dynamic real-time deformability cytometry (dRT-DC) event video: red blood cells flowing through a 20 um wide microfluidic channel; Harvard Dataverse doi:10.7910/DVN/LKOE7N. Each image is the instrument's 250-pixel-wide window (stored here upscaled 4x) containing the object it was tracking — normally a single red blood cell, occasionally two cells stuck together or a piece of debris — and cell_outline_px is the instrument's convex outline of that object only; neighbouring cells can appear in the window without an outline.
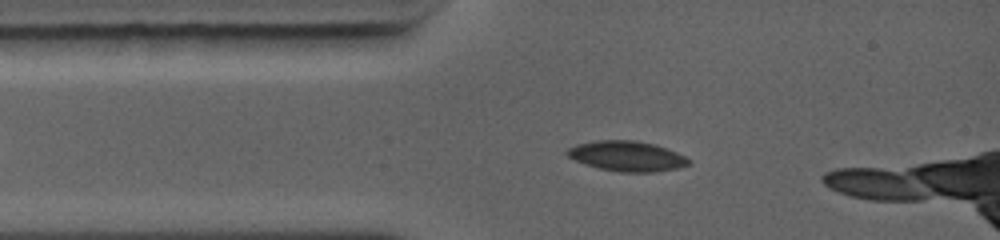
{"species": "common noctule bat (a hibernating species)", "species_latin": "Nyctalus noctula", "temperature_condition": "warm", "stored_images_in_passage": 17, "camera_frame_rate_fps": 5000, "um_per_image_px": 0.085, "animal": {"sex": "female", "body_mass_g": 19.0, "forearm_length_mm": 56.7}, "frame": {"image": 1, "passage_image": 5, "time_ms": 1.8, "image_size_px": [1000, 240], "cell_outline_px": [[692, 164], [676, 168], [652, 172], [620, 172], [600, 168], [584, 164], [568, 156], [564, 152], [568, 148], [576, 144], [596, 140], [636, 140], [656, 144], [676, 152], [692, 160]], "centroid_in_image_um": [53.29, 13.26], "position_along_channel_um": 31.7, "area_um2": 21.44}}
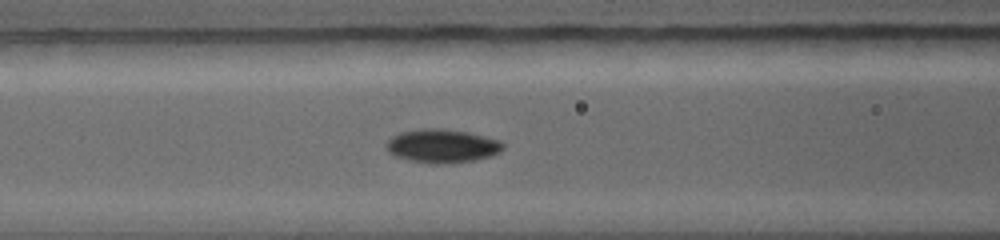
{"frame": {"image": 2, "passage_image": 11, "time_ms": 4.2, "image_size_px": [1000, 240], "cell_outline_px": [[504, 148], [500, 152], [492, 156], [476, 160], [440, 164], [432, 164], [408, 160], [396, 156], [388, 152], [384, 148], [384, 144], [392, 136], [400, 132], [420, 128], [444, 128], [468, 132], [500, 140], [504, 144]], "centroid_in_image_um": [37.56, 12.4], "position_along_channel_um": 129.0, "area_um2": 23.24}}
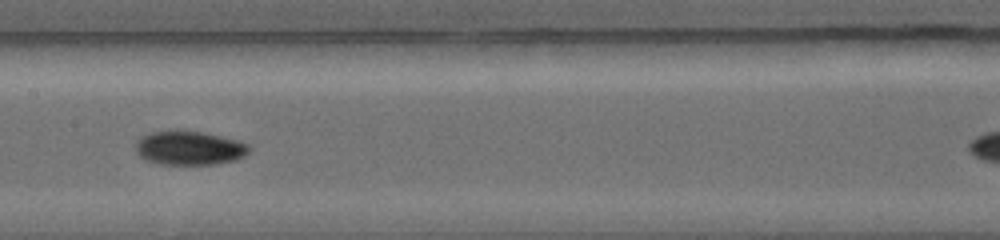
{"frame": {"image": 3, "passage_image": 14, "time_ms": 5.6, "image_size_px": [1000, 240], "cell_outline_px": [[252, 148], [244, 156], [236, 160], [216, 164], [160, 164], [144, 160], [136, 152], [136, 140], [140, 136], [152, 132], [204, 132], [240, 140], [248, 144]], "centroid_in_image_um": [16.12, 12.6], "position_along_channel_um": 191.3, "area_um2": 22.43}}